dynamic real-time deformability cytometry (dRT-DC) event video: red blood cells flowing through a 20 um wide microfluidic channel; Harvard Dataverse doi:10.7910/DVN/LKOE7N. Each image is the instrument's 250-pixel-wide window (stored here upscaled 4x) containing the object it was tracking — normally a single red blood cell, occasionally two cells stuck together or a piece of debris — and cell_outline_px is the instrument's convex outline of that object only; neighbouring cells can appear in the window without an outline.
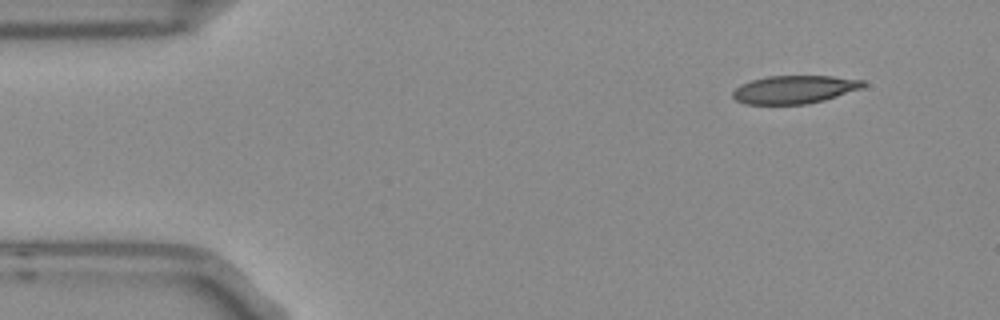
{"species": "Egyptian fruit bat (a non-hibernating species)", "species_latin": "Rousettus aegyptiacus", "temperature_condition": "room temperature", "stored_images_in_passage": 8, "camera_frame_rate_fps": 3000, "um_per_image_px": 0.085, "frame": {"image": 1, "passage_image": 1, "time_ms": 0.0, "image_size_px": [1000, 320], "cell_outline_px": [[864, 88], [824, 100], [808, 104], [744, 104], [736, 100], [732, 96], [732, 92], [740, 84], [752, 80], [768, 76], [832, 76], [864, 80]], "centroid_in_image_um": [67.52, 7.61], "position_along_channel_um": 17.5, "area_um2": 21.39}}
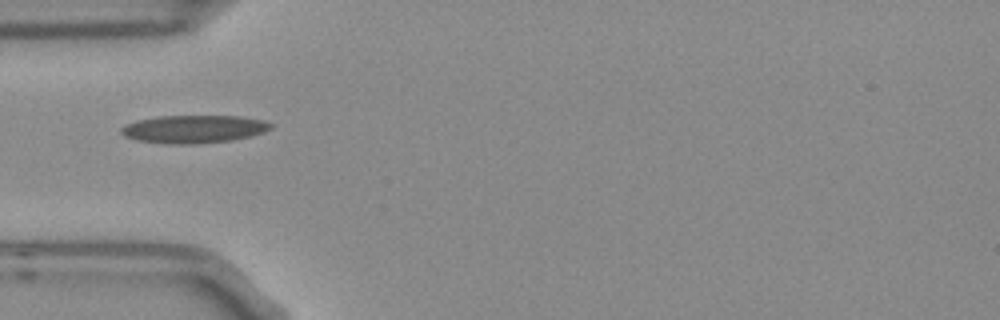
{"frame": {"image": 2, "passage_image": 4, "time_ms": 1.0, "image_size_px": [1000, 320], "cell_outline_px": [[272, 128], [264, 132], [252, 136], [232, 140], [196, 144], [168, 144], [136, 140], [124, 136], [120, 132], [120, 128], [124, 124], [136, 120], [160, 116], [240, 116], [264, 120], [272, 124]], "centroid_in_image_um": [16.46, 10.97], "position_along_channel_um": 68.5, "area_um2": 24.57}}
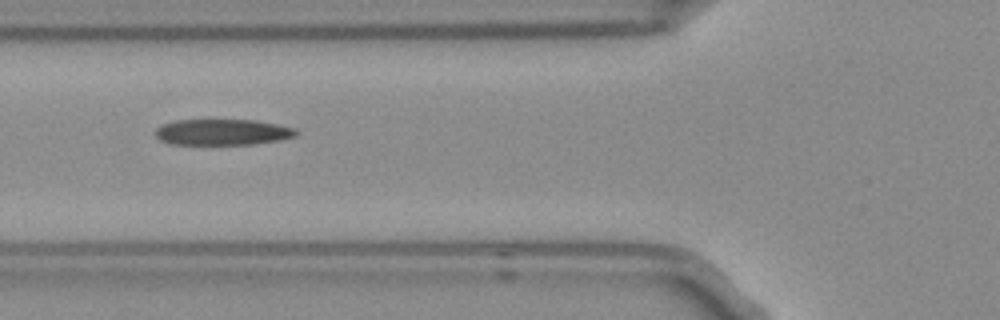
{"frame": {"image": 3, "passage_image": 5, "time_ms": 1.333, "image_size_px": [1000, 320], "cell_outline_px": [[296, 136], [280, 140], [252, 144], [168, 144], [160, 140], [156, 136], [156, 128], [164, 124], [176, 120], [256, 120], [296, 128]], "centroid_in_image_um": [18.91, 11.23], "position_along_channel_um": 106.9, "area_um2": 21.21}}